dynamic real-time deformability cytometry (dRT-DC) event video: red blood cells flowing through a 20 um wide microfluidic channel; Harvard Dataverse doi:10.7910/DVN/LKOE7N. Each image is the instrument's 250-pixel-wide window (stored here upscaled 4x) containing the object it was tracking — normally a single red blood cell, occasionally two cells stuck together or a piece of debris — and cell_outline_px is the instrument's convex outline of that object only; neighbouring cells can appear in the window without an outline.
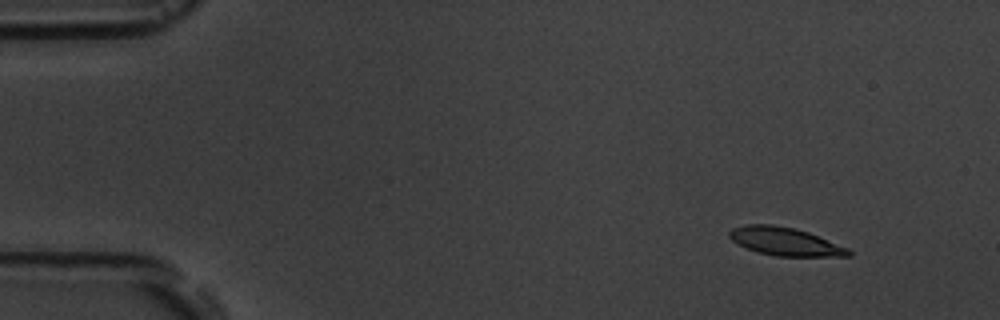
{"species": "common noctule bat (a hibernating species)", "species_latin": "Nyctalus noctula", "temperature_condition": "room temperature", "stored_images_in_passage": 4, "camera_frame_rate_fps": 3000, "um_per_image_px": 0.085, "animal": {"sex": "male", "body_mass_g": 19.5, "forearm_length_mm": 54.6}, "frame": {"image": 1, "passage_image": 1, "time_ms": 0.0, "image_size_px": [1000, 320], "cell_outline_px": [[852, 256], [776, 256], [756, 252], [732, 240], [728, 236], [728, 232], [732, 228], [748, 224], [772, 224], [792, 228], [808, 232], [848, 248], [852, 252]], "centroid_in_image_um": [66.73, 20.53], "position_along_channel_um": 18.3, "area_um2": 19.36}}
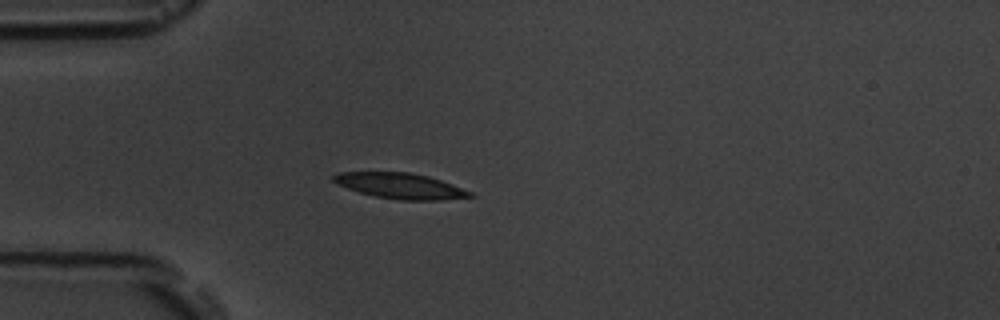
{"frame": {"image": 2, "passage_image": 4, "time_ms": 3.333, "image_size_px": [1000, 320], "cell_outline_px": [[476, 196], [440, 200], [400, 200], [376, 196], [360, 192], [336, 184], [332, 180], [332, 176], [336, 172], [408, 172], [428, 176], [452, 184], [472, 192]], "centroid_in_image_um": [34.02, 15.79], "position_along_channel_um": 51.0, "area_um2": 20.29}}